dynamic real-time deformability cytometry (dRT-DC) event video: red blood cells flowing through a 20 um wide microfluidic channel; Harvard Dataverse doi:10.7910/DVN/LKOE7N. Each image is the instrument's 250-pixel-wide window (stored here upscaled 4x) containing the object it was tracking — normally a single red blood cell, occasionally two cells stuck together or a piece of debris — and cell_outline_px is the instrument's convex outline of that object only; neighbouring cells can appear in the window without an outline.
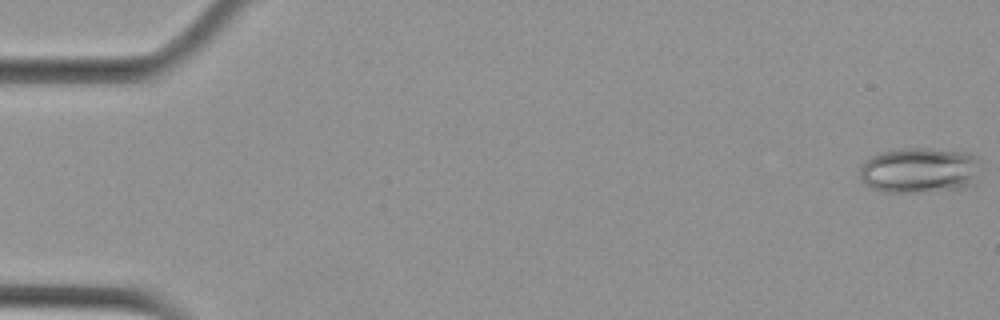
{"species": "Egyptian fruit bat (a non-hibernating species)", "species_latin": "Rousettus aegyptiacus", "temperature_condition": "cold", "stored_images_in_passage": 28, "camera_frame_rate_fps": 3000, "um_per_image_px": 0.085, "animal": {"sex": "female"}, "frame": {"image": 1, "passage_image": 1, "time_ms": 0.0, "image_size_px": [1000, 320], "cell_outline_px": [[976, 184], [964, 188], [920, 192], [880, 192], [872, 188], [860, 176], [860, 168], [864, 160], [872, 156], [884, 152], [904, 148], [932, 148], [968, 152], [976, 156]], "centroid_in_image_um": [78.16, 14.48], "position_along_channel_um": 6.8, "area_um2": 32.02}}
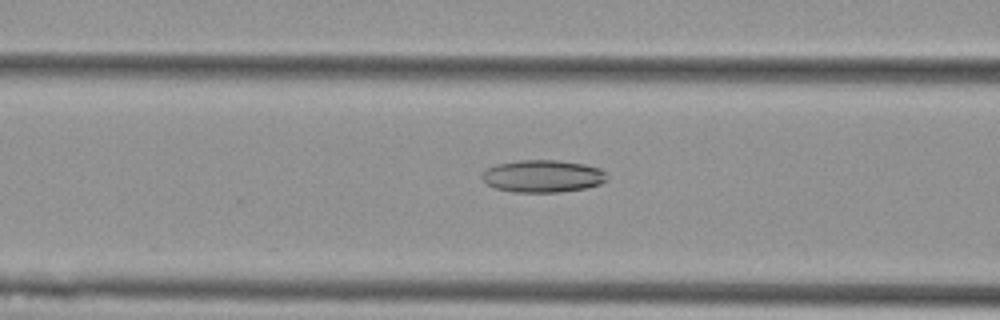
{"frame": {"image": 2, "passage_image": 22, "time_ms": 7.0, "image_size_px": [1000, 320], "cell_outline_px": [[608, 180], [600, 184], [588, 188], [560, 192], [512, 192], [496, 188], [488, 184], [480, 176], [488, 168], [496, 164], [520, 160], [556, 160], [584, 164], [600, 168], [608, 176]], "centroid_in_image_um": [46.17, 14.98], "position_along_channel_um": 120.4, "area_um2": 23.64}}
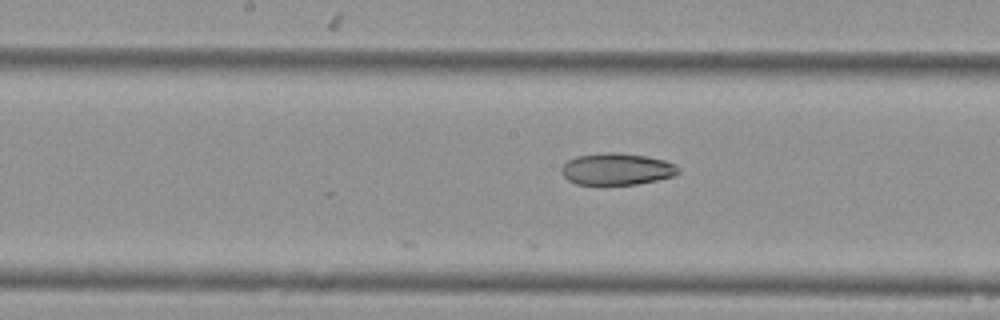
{"frame": {"image": 3, "passage_image": 28, "time_ms": 9.0, "image_size_px": [1000, 320], "cell_outline_px": [[680, 172], [672, 176], [656, 180], [636, 184], [576, 184], [568, 180], [560, 172], [560, 168], [568, 160], [576, 156], [608, 152], [620, 152], [644, 156], [664, 160], [676, 164], [680, 168]], "centroid_in_image_um": [52.42, 14.36], "position_along_channel_um": 195.8, "area_um2": 21.62}}